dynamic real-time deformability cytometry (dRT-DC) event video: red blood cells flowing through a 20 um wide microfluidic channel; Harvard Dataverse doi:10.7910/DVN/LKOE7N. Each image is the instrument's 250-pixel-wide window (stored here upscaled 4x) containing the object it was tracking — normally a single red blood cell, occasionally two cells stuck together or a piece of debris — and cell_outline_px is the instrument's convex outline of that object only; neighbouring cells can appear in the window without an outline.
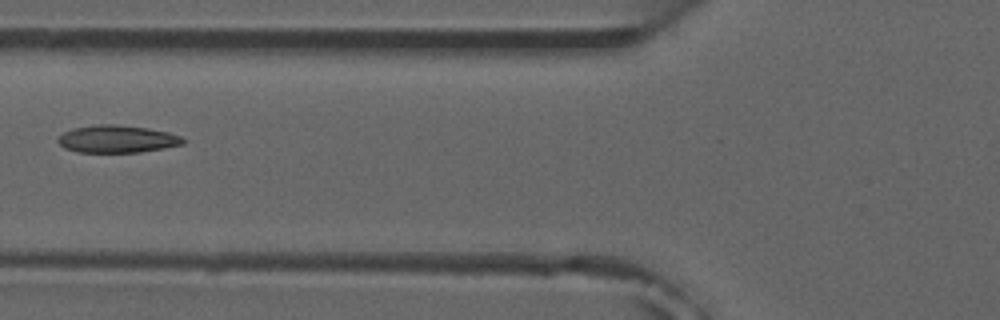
{"species": "common noctule bat (a hibernating species)", "species_latin": "Nyctalus noctula", "temperature_condition": "room temperature", "stored_images_in_passage": 6, "camera_frame_rate_fps": 3000, "um_per_image_px": 0.085, "animal": {"sex": "male", "forearm_length_mm": 52.5}, "frame": {"image": 1, "passage_image": 6, "time_ms": 6.0, "image_size_px": [1000, 320], "cell_outline_px": [[184, 144], [164, 148], [140, 152], [76, 152], [64, 148], [56, 140], [64, 132], [72, 128], [100, 124], [112, 124], [148, 128], [168, 132], [180, 136], [184, 140]], "centroid_in_image_um": [9.94, 11.82], "position_along_channel_um": 115.9, "area_um2": 19.94}}